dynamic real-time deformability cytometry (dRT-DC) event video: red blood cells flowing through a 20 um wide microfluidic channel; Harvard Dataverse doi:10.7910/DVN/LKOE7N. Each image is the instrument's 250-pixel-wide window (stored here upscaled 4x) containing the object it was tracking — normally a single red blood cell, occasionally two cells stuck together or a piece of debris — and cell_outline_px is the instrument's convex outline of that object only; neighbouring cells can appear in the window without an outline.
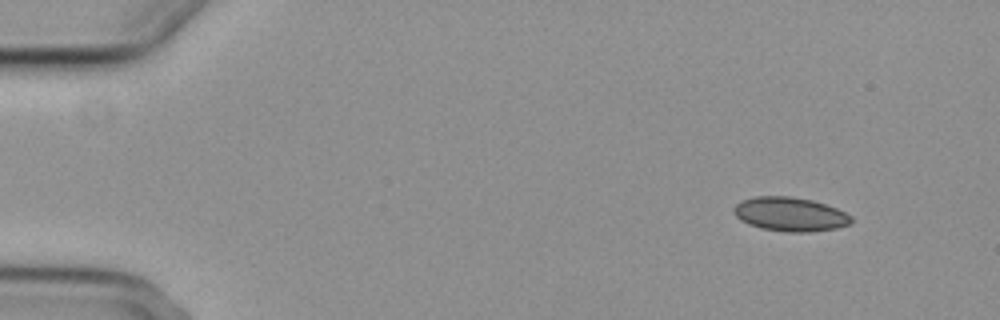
{"species": "common noctule bat (a hibernating species)", "species_latin": "Nyctalus noctula", "temperature_condition": "cold", "stored_images_in_passage": 5, "camera_frame_rate_fps": 3000, "um_per_image_px": 0.085, "animal": {"sex": "female", "body_mass_g": 29.2, "forearm_length_mm": 56.3}, "frame": {"image": 1, "passage_image": 5, "time_ms": 5.333, "image_size_px": [1000, 320], "cell_outline_px": [[852, 224], [836, 228], [808, 232], [784, 232], [760, 228], [748, 224], [740, 220], [732, 212], [732, 208], [736, 204], [744, 200], [756, 196], [792, 196], [812, 200], [836, 208], [852, 216]], "centroid_in_image_um": [67.15, 18.21], "position_along_channel_um": 17.9, "area_um2": 23.41}}